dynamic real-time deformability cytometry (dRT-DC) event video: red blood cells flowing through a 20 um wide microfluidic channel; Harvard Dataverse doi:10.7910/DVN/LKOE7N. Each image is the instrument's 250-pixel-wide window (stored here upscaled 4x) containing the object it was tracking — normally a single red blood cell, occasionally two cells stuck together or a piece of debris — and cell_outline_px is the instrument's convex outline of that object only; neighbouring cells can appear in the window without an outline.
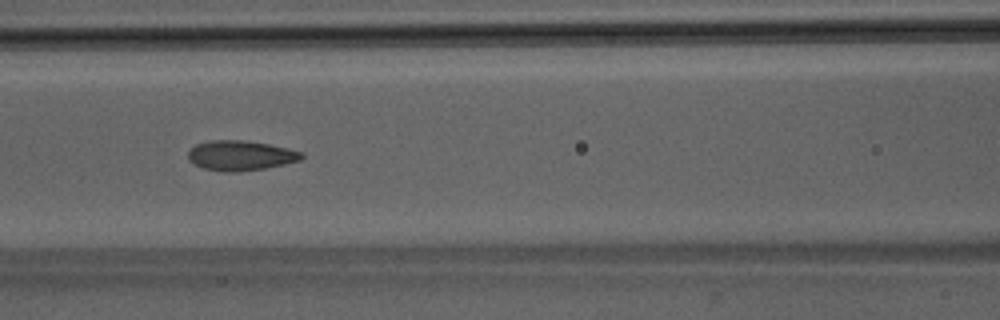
{"species": "Egyptian fruit bat (a non-hibernating species)", "species_latin": "Rousettus aegyptiacus", "temperature_condition": "room temperature", "stored_images_in_passage": 36, "camera_frame_rate_fps": 3000, "um_per_image_px": 0.085, "animal": {"sex": "male"}, "frame": {"image": 1, "passage_image": 8, "time_ms": 2.333, "image_size_px": [1000, 320], "cell_outline_px": [[304, 156], [300, 160], [284, 164], [264, 168], [236, 172], [224, 172], [204, 168], [188, 160], [188, 152], [196, 144], [212, 140], [244, 140], [268, 144], [304, 152]], "centroid_in_image_um": [20.45, 13.22], "position_along_channel_um": 146.1, "area_um2": 19.65}}
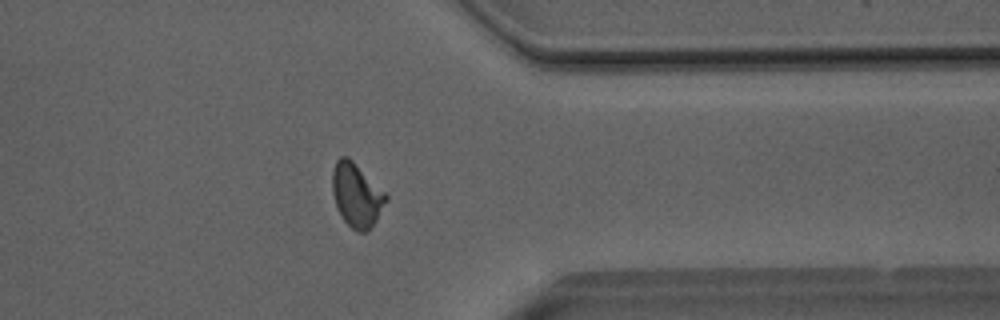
{"frame": {"image": 2, "passage_image": 26, "time_ms": 8.333, "image_size_px": [1000, 320], "cell_outline_px": [[388, 200], [376, 220], [364, 232], [356, 232], [344, 220], [336, 204], [332, 192], [332, 172], [336, 160], [340, 156], [348, 156], [388, 196]], "centroid_in_image_um": [30.29, 16.56], "position_along_channel_um": 381.1, "area_um2": 19.54}}
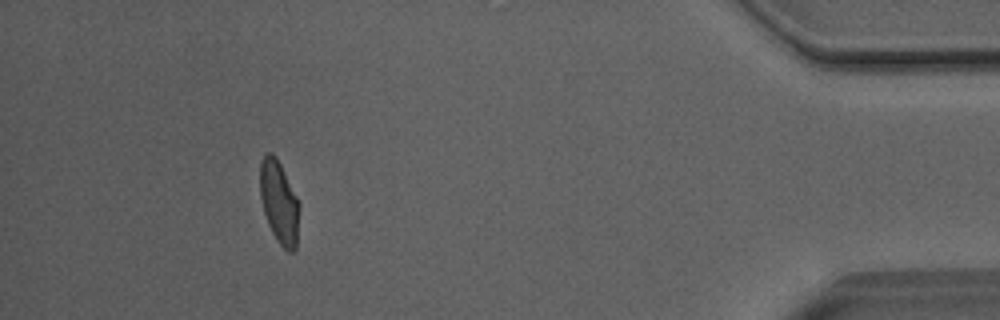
{"frame": {"image": 3, "passage_image": 32, "time_ms": 10.333, "image_size_px": [1000, 320], "cell_outline_px": [[300, 204], [296, 248], [292, 252], [288, 252], [276, 240], [268, 224], [264, 212], [260, 196], [260, 164], [264, 152], [272, 152], [276, 156]], "centroid_in_image_um": [23.72, 17.18], "position_along_channel_um": 411.5, "area_um2": 18.96}, "authors_computed_cell_mechanics": {"area_um2": 19.1318, "velocity_mm_per_s": 4.0553, "shape_relaxation_time_tau1_ms": 5.4188, "shape_relaxation_time_tau2_ms": 1.2108, "deformation_change_tau1": 0.1597, "deformation_change_tau2": 0.076}}